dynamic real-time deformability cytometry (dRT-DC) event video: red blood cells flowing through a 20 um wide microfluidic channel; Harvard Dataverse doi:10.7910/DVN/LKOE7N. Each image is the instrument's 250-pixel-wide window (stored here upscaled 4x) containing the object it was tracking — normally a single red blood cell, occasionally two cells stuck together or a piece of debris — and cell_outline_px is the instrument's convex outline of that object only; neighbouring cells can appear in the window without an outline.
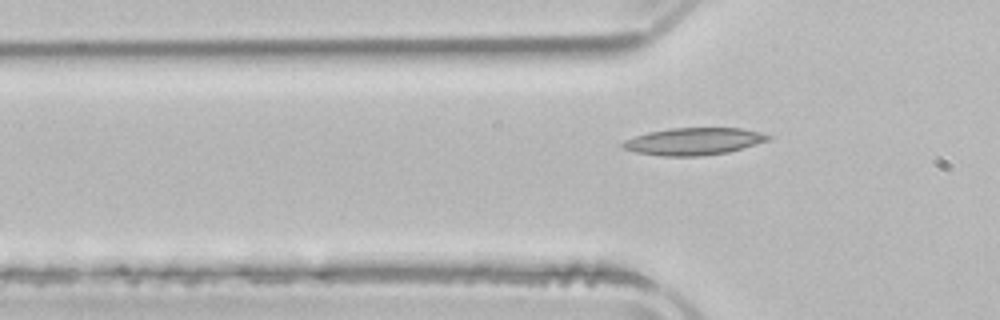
{"species": "common noctule bat (a hibernating species)", "species_latin": "Nyctalus noctula", "temperature_condition": "room temperature", "stored_images_in_passage": 8, "camera_frame_rate_fps": 3000, "um_per_image_px": 0.085, "animal": {"sex": "male", "body_mass_g": 21.5, "forearm_length_mm": 52.0}, "frame": {"image": 1, "passage_image": 7, "time_ms": 7.0, "image_size_px": [1000, 320], "cell_outline_px": [[772, 136], [768, 140], [728, 152], [700, 156], [664, 156], [636, 152], [620, 148], [620, 144], [624, 140], [648, 132], [668, 128], [740, 128], [760, 132]], "centroid_in_image_um": [58.91, 12.01], "position_along_channel_um": 66.9, "area_um2": 22.95}}